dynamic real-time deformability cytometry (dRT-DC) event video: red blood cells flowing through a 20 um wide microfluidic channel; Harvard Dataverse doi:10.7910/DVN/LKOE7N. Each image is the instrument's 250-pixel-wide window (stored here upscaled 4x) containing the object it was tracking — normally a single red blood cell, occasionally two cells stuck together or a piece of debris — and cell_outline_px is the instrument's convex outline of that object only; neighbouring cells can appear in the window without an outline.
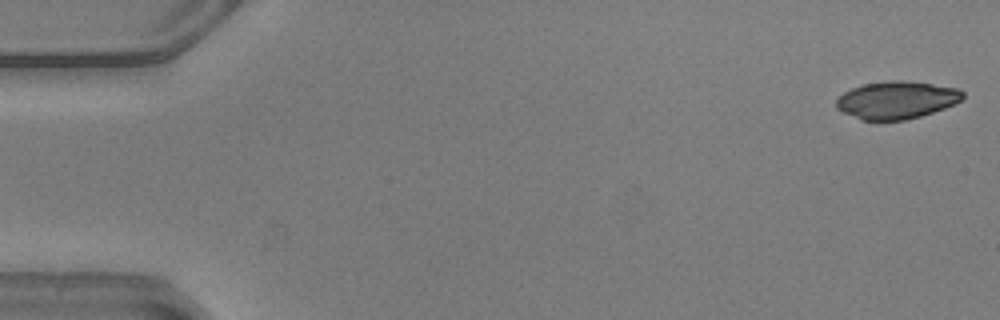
{"species": "common noctule bat (a hibernating species)", "species_latin": "Nyctalus noctula", "temperature_condition": "warm", "stored_images_in_passage": 52, "camera_frame_rate_fps": 3000, "um_per_image_px": 0.085, "animal": {"sex": "male", "body_mass_g": 20.5, "forearm_length_mm": 52.5}, "frame": {"image": 1, "passage_image": 1, "time_ms": 0.0, "image_size_px": [1000, 320], "cell_outline_px": [[964, 96], [960, 100], [944, 108], [920, 116], [904, 120], [860, 120], [836, 108], [836, 100], [844, 92], [852, 88], [864, 84], [896, 80], [900, 80], [932, 84], [960, 88], [964, 92]], "centroid_in_image_um": [76.21, 8.5], "position_along_channel_um": 8.8, "area_um2": 27.4}}
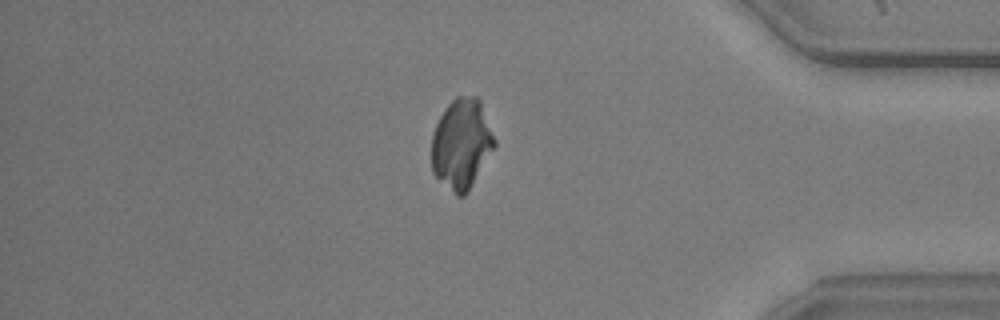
{"frame": {"image": 2, "passage_image": 44, "time_ms": 14.333, "image_size_px": [1000, 320], "cell_outline_px": [[496, 144], [468, 192], [464, 196], [456, 196], [432, 172], [432, 136], [436, 124], [440, 116], [448, 104], [456, 96], [476, 96], [480, 100], [496, 140]], "centroid_in_image_um": [39.23, 12.23], "position_along_channel_um": 396.0, "area_um2": 32.89}}
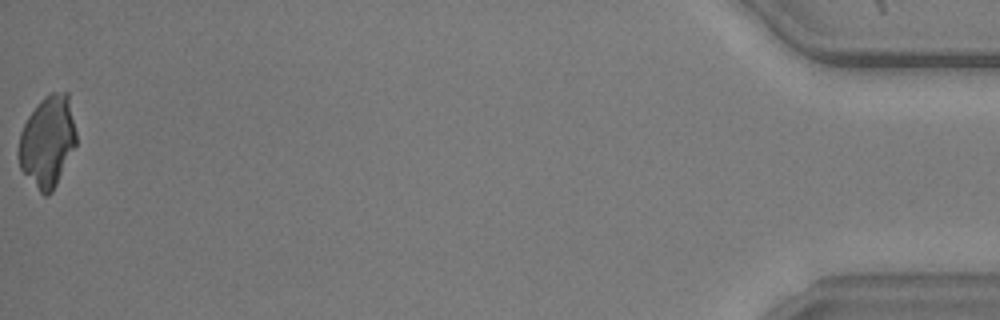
{"frame": {"image": 3, "passage_image": 52, "time_ms": 17.0, "image_size_px": [1000, 320], "cell_outline_px": [[76, 144], [52, 192], [48, 196], [44, 196], [40, 192], [20, 168], [16, 152], [20, 132], [28, 116], [40, 100], [48, 92], [68, 92], [76, 132]], "centroid_in_image_um": [4.01, 12.0], "position_along_channel_um": 431.2, "area_um2": 30.69}}